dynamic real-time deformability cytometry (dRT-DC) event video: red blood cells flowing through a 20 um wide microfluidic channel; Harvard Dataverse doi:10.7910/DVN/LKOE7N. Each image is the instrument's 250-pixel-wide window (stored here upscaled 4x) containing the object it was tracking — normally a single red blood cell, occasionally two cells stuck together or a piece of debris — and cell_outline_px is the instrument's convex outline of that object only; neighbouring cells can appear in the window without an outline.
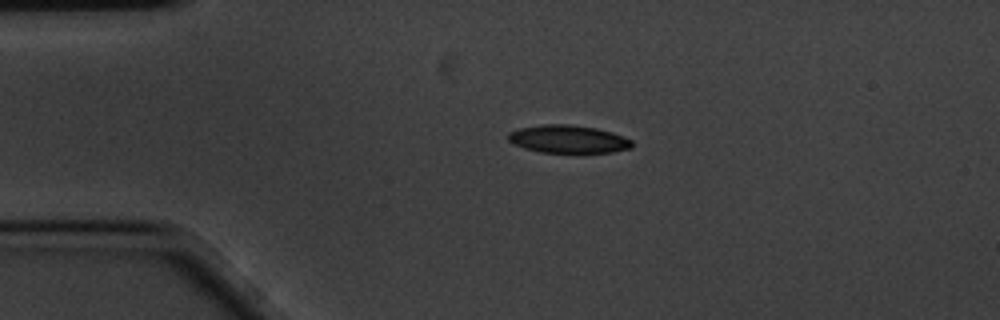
{"species": "common noctule bat (a hibernating species)", "species_latin": "Nyctalus noctula", "temperature_condition": "cold", "stored_images_in_passage": 47, "camera_frame_rate_fps": 3000, "um_per_image_px": 0.085, "animal": {"sex": "male", "body_mass_g": 20.1, "forearm_length_mm": 53.5}, "frame": {"image": 1, "passage_image": 1, "time_ms": 0.0, "image_size_px": [1000, 320], "cell_outline_px": [[632, 148], [612, 152], [540, 152], [524, 148], [508, 140], [508, 132], [520, 128], [544, 124], [568, 124], [596, 128], [612, 132], [632, 140]], "centroid_in_image_um": [48.3, 11.82], "position_along_channel_um": 36.7, "area_um2": 19.94}}
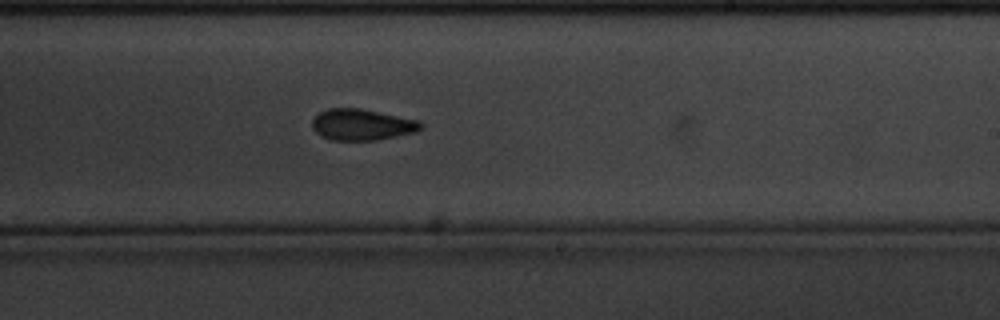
{"frame": {"image": 2, "passage_image": 23, "time_ms": 7.333, "image_size_px": [1000, 320], "cell_outline_px": [[424, 124], [416, 132], [376, 140], [328, 140], [320, 136], [312, 128], [312, 120], [320, 112], [328, 108], [360, 108], [420, 120]], "centroid_in_image_um": [30.76, 10.59], "position_along_channel_um": 258.2, "area_um2": 19.88}}
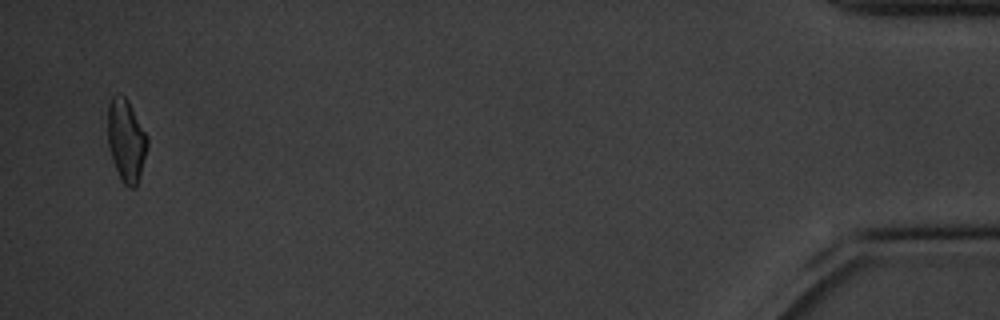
{"frame": {"image": 3, "passage_image": 45, "time_ms": 14.667, "image_size_px": [1000, 320], "cell_outline_px": [[148, 144], [140, 176], [136, 188], [128, 188], [120, 180], [112, 160], [108, 148], [108, 104], [112, 96], [124, 96], [128, 100], [148, 136]], "centroid_in_image_um": [10.73, 11.98], "position_along_channel_um": 424.5, "area_um2": 19.19}, "authors_computed_cell_mechanics": {"area_um2": 19.8832, "velocity_mm_per_s": 3.4296, "shape_relaxation_time_tau1_ms": 5.2533, "shape_relaxation_time_tau2_ms": 5.5698, "deformation_change_tau1": 0.1324, "deformation_change_tau2": 0.1255}}